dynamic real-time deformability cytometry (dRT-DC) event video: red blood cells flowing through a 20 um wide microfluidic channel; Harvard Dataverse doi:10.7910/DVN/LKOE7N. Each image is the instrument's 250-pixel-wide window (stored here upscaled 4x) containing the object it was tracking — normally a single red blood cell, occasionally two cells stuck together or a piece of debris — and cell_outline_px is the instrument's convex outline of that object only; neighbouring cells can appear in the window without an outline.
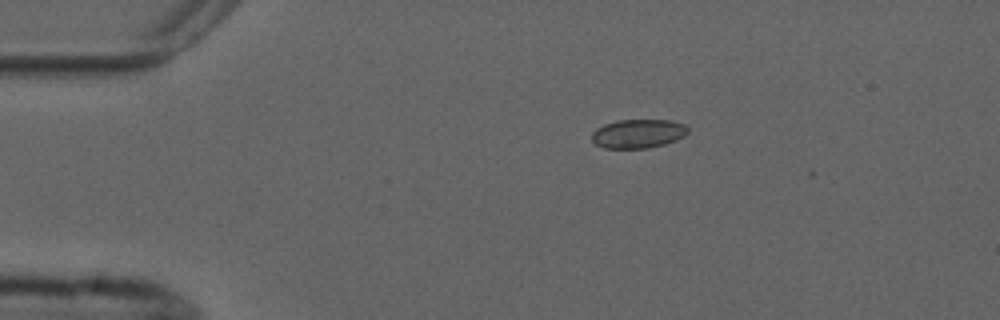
{"species": "common noctule bat (a hibernating species)", "species_latin": "Nyctalus noctula", "temperature_condition": "cold", "stored_images_in_passage": 2, "camera_frame_rate_fps": 3000, "um_per_image_px": 0.085, "animal": {"sex": "male", "forearm_length_mm": 52.5}, "frame": {"image": 1, "passage_image": 1, "time_ms": 0.0, "image_size_px": [1000, 320], "cell_outline_px": [[688, 132], [684, 136], [676, 140], [664, 144], [648, 148], [604, 148], [596, 144], [592, 140], [592, 132], [596, 128], [604, 124], [616, 120], [672, 120], [684, 124], [688, 128]], "centroid_in_image_um": [54.24, 11.35], "position_along_channel_um": 30.8, "area_um2": 16.24}}